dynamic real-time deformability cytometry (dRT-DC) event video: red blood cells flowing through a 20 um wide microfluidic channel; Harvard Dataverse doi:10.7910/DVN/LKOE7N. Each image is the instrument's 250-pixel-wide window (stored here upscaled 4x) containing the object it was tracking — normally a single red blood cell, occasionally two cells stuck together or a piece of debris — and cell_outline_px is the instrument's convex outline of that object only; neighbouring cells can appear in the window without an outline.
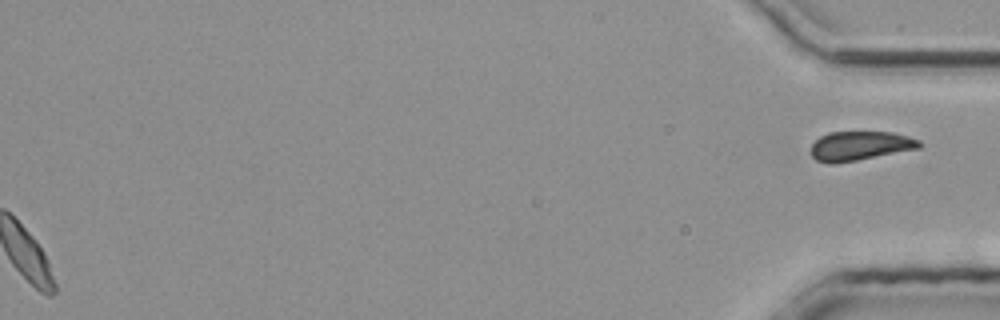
{"species": "common noctule bat (a hibernating species)", "species_latin": "Nyctalus noctula", "temperature_condition": "room temperature", "stored_images_in_passage": 29, "segment_of_instrument_passage": [2, 2], "camera_frame_rate_fps": 3000, "um_per_image_px": 0.085, "animal": {"sex": "male", "body_mass_g": 20.4}, "frame": {"image": 1, "passage_image": 29, "time_ms": 9.333, "image_size_px": [1000, 320], "cell_outline_px": [[924, 144], [920, 148], [856, 160], [832, 164], [828, 164], [816, 160], [812, 156], [812, 144], [820, 136], [828, 132], [892, 132], [908, 136], [920, 140]], "centroid_in_image_um": [73.12, 12.39], "position_along_channel_um": 362.1, "area_um2": 18.44}}